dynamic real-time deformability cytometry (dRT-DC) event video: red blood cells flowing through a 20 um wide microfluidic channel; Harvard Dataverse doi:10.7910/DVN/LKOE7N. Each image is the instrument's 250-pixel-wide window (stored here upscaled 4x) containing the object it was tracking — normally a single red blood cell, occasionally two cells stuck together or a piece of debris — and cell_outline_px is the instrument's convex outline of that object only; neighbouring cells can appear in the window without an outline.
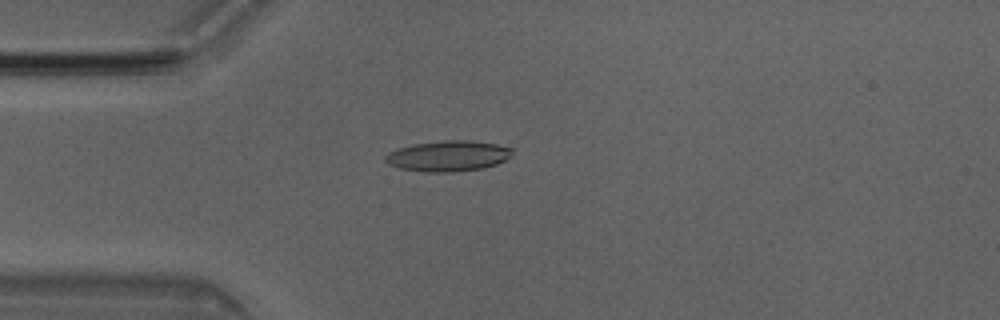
{"species": "Egyptian fruit bat (a non-hibernating species)", "species_latin": "Rousettus aegyptiacus", "temperature_condition": "room temperature", "stored_images_in_passage": 4, "camera_frame_rate_fps": 3000, "um_per_image_px": 0.085, "animal": {"sex": "male"}, "frame": {"image": 1, "passage_image": 4, "time_ms": 1.0, "image_size_px": [1000, 320], "cell_outline_px": [[512, 156], [496, 164], [480, 168], [452, 172], [424, 172], [400, 168], [388, 164], [384, 160], [384, 156], [388, 152], [396, 148], [412, 144], [444, 140], [464, 140], [496, 144], [512, 148]], "centroid_in_image_um": [38.03, 13.25], "position_along_channel_um": 47.0, "area_um2": 22.66}}